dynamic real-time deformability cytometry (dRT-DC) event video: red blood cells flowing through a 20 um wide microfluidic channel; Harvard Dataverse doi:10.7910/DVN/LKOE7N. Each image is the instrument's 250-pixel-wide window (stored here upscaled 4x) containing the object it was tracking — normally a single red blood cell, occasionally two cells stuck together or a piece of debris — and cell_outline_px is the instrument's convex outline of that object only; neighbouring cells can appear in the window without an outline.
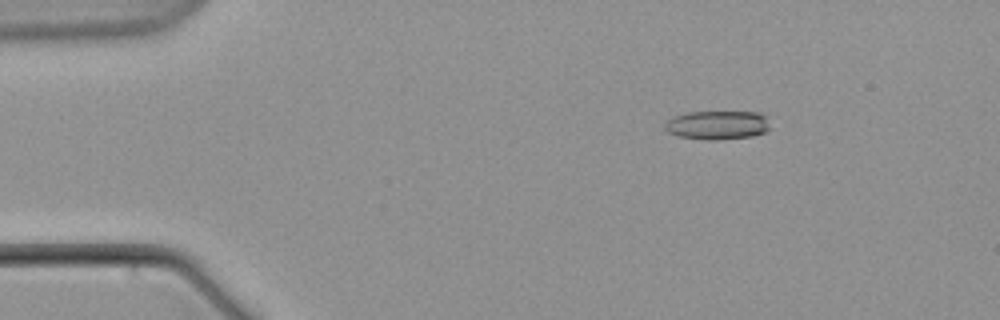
{"species": "common noctule bat (a hibernating species)", "species_latin": "Nyctalus noctula", "temperature_condition": "warm", "stored_images_in_passage": 5, "camera_frame_rate_fps": 3000, "um_per_image_px": 0.085, "animal": {"sex": "male", "body_mass_g": 21.5, "forearm_length_mm": 52.0}, "frame": {"image": 1, "passage_image": 1, "time_ms": 0.0, "image_size_px": [1000, 320], "cell_outline_px": [[768, 128], [764, 132], [752, 136], [716, 140], [708, 140], [676, 136], [668, 132], [664, 128], [664, 124], [672, 116], [688, 112], [756, 112], [768, 116]], "centroid_in_image_um": [60.94, 10.63], "position_along_channel_um": 24.1, "area_um2": 17.74}}
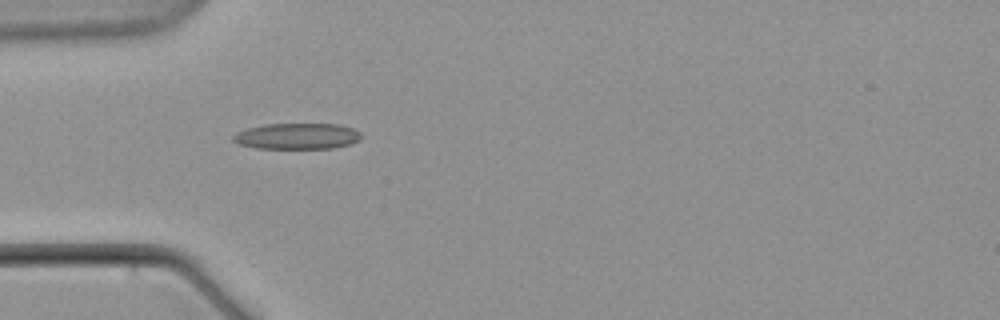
{"frame": {"image": 2, "passage_image": 4, "time_ms": 3.667, "image_size_px": [1000, 320], "cell_outline_px": [[360, 140], [352, 144], [332, 148], [256, 148], [236, 144], [232, 140], [232, 136], [236, 132], [248, 128], [264, 124], [340, 124], [356, 128], [360, 132]], "centroid_in_image_um": [25.26, 11.57], "position_along_channel_um": 59.7, "area_um2": 19.65}}
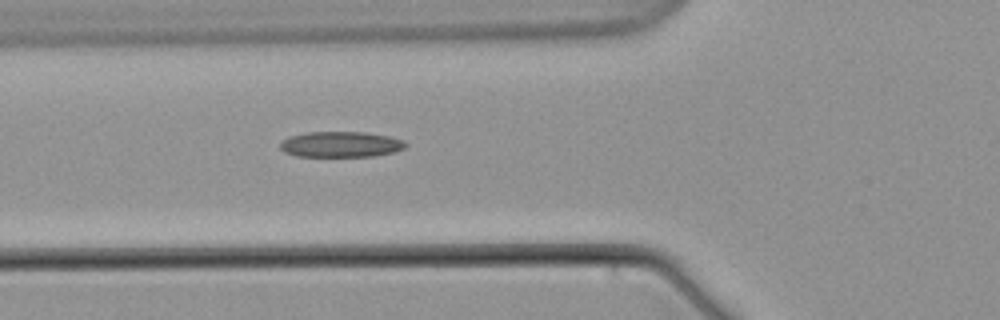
{"frame": {"image": 3, "passage_image": 5, "time_ms": 5.0, "image_size_px": [1000, 320], "cell_outline_px": [[408, 144], [404, 148], [392, 152], [372, 156], [296, 156], [284, 152], [280, 148], [280, 140], [288, 136], [308, 132], [368, 132], [388, 136], [404, 140]], "centroid_in_image_um": [28.93, 12.26], "position_along_channel_um": 96.9, "area_um2": 18.84}}